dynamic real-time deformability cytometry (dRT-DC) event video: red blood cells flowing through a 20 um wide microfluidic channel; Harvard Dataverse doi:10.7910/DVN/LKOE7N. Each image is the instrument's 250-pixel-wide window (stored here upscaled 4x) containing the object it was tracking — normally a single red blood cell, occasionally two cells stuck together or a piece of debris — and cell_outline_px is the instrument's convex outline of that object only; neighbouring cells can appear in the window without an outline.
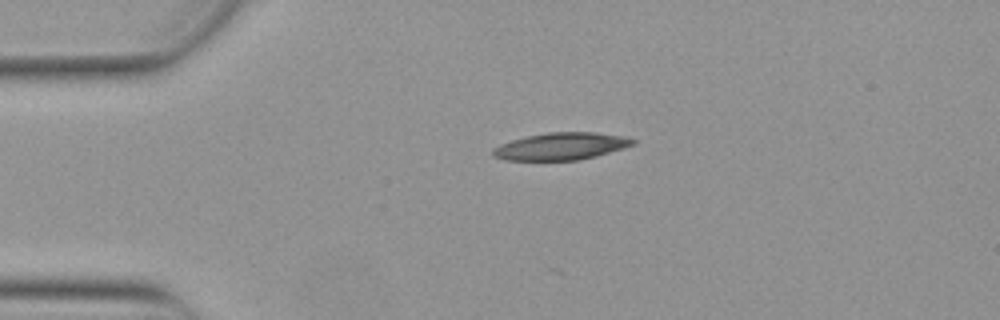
{"species": "Egyptian fruit bat (a non-hibernating species)", "species_latin": "Rousettus aegyptiacus", "temperature_condition": "warm", "stored_images_in_passage": 24, "camera_frame_rate_fps": 3000, "um_per_image_px": 0.085, "animal": {"sex": "female"}, "frame": {"image": 1, "passage_image": 1, "time_ms": 0.0, "image_size_px": [1000, 320], "cell_outline_px": [[636, 144], [624, 148], [596, 156], [580, 160], [504, 160], [492, 156], [492, 148], [500, 144], [512, 140], [528, 136], [548, 132], [596, 132], [628, 136], [636, 140]], "centroid_in_image_um": [47.73, 12.43], "position_along_channel_um": 37.3, "area_um2": 22.43}}
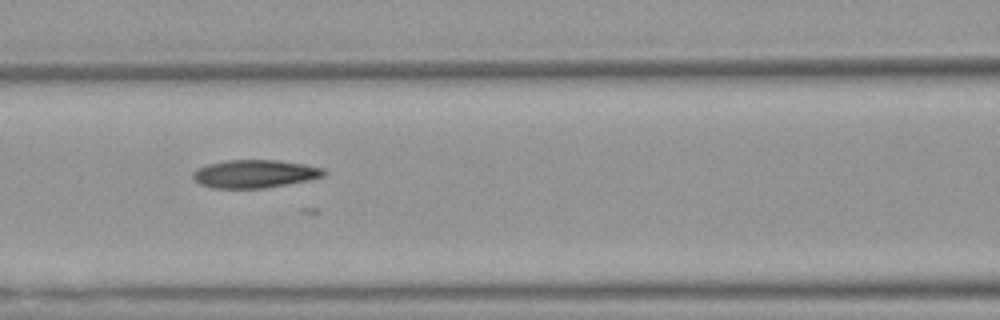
{"frame": {"image": 2, "passage_image": 12, "time_ms": 3.667, "image_size_px": [1000, 320], "cell_outline_px": [[328, 172], [324, 176], [308, 180], [288, 184], [264, 188], [212, 188], [200, 184], [192, 176], [192, 172], [196, 168], [208, 164], [228, 160], [276, 160], [304, 164], [324, 168]], "centroid_in_image_um": [21.66, 14.77], "position_along_channel_um": 144.9, "area_um2": 21.44}}
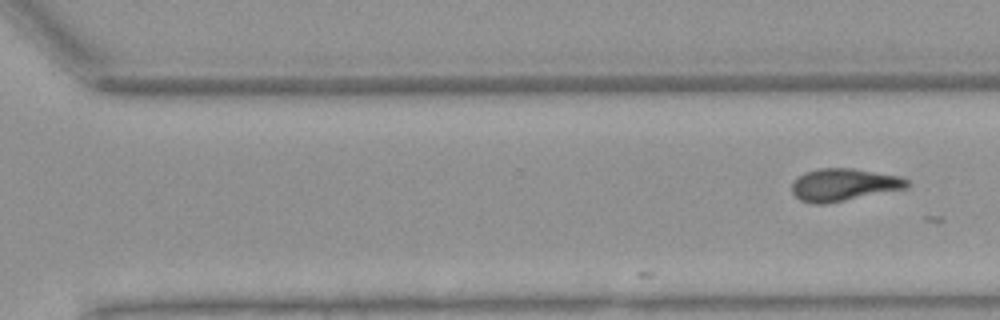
{"frame": {"image": 3, "passage_image": 24, "time_ms": 7.667, "image_size_px": [1000, 320], "cell_outline_px": [[908, 188], [828, 204], [812, 204], [800, 200], [792, 192], [792, 184], [800, 176], [808, 172], [820, 168], [852, 168], [900, 176], [908, 180]], "centroid_in_image_um": [71.74, 15.72], "position_along_channel_um": 298.9, "area_um2": 21.73}}